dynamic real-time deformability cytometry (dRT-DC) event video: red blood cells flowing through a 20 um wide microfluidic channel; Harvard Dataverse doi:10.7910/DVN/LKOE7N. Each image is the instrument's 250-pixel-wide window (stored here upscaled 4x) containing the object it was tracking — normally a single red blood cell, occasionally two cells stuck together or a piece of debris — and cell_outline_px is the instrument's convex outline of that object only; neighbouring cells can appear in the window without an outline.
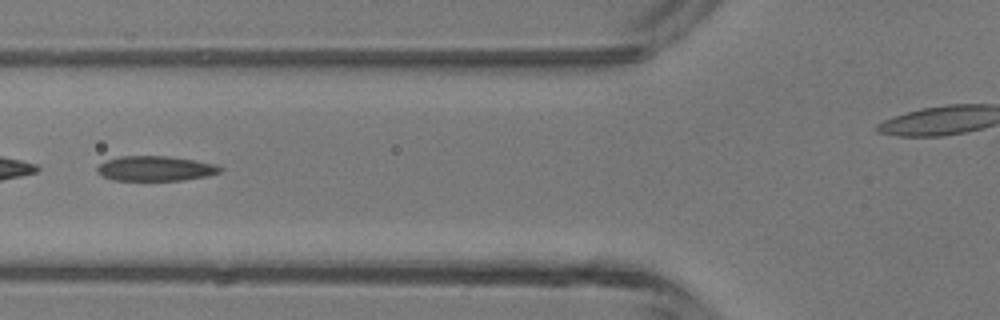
{"species": "common noctule bat (a hibernating species)", "species_latin": "Nyctalus noctula", "temperature_condition": "room temperature", "stored_images_in_passage": 5, "camera_frame_rate_fps": 3000, "um_per_image_px": 0.085, "animal": {"sex": "male", "body_mass_g": 13.3}, "frame": {"image": 1, "passage_image": 4, "time_ms": 1.0, "image_size_px": [1000, 320], "cell_outline_px": [[224, 168], [220, 172], [208, 176], [180, 180], [112, 180], [100, 176], [96, 172], [96, 168], [104, 160], [120, 156], [168, 156], [216, 164]], "centroid_in_image_um": [13.16, 14.32], "position_along_channel_um": 112.6, "area_um2": 17.98}}